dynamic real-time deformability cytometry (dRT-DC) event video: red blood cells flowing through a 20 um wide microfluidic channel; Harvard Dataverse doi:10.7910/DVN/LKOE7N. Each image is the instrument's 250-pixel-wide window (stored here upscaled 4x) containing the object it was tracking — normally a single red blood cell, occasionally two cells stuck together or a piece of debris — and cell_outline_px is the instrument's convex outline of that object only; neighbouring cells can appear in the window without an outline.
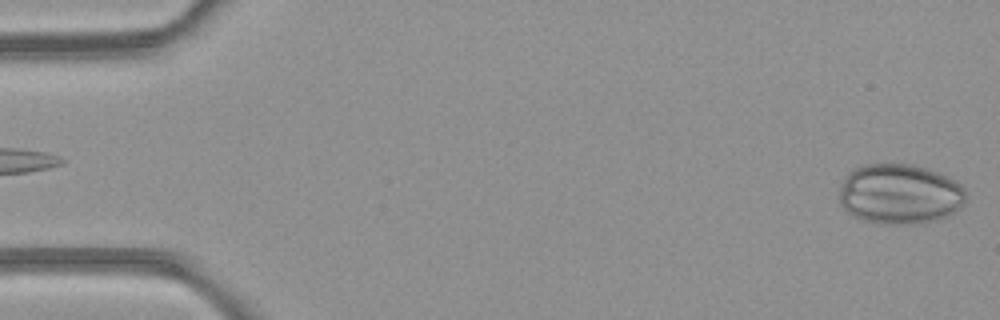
{"species": "common noctule bat (a hibernating species)", "species_latin": "Nyctalus noctula", "temperature_condition": "room temperature", "stored_images_in_passage": 4, "camera_frame_rate_fps": 3000, "um_per_image_px": 0.085, "animal": {"sex": "female", "body_mass_g": 21.9}, "frame": {"image": 1, "passage_image": 4, "time_ms": 3.333, "image_size_px": [1000, 320], "cell_outline_px": [[964, 204], [940, 220], [912, 224], [876, 224], [864, 220], [848, 212], [840, 204], [840, 188], [848, 172], [864, 164], [912, 164], [936, 172], [960, 184], [964, 188]], "centroid_in_image_um": [76.45, 16.51], "position_along_channel_um": 8.5, "area_um2": 44.1}}